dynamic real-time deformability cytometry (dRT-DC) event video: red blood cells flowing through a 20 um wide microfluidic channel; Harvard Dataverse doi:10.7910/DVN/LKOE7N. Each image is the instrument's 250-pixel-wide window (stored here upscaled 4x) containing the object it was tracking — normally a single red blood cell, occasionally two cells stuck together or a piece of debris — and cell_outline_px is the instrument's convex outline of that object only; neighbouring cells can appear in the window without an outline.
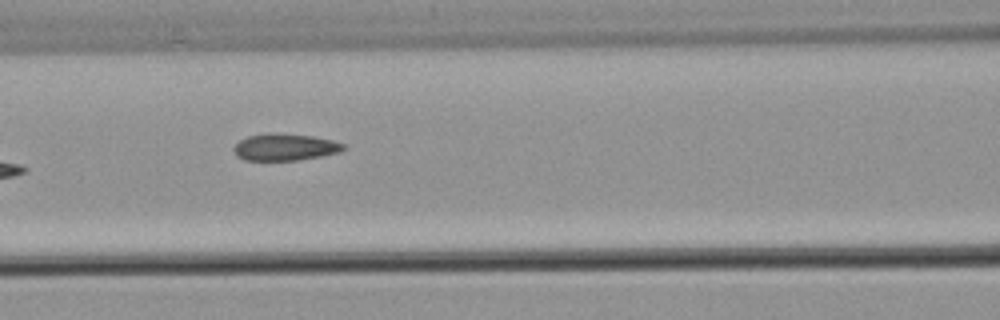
{"species": "common noctule bat (a hibernating species)", "species_latin": "Nyctalus noctula", "temperature_condition": "warm", "stored_images_in_passage": 6, "camera_frame_rate_fps": 3000, "um_per_image_px": 0.085, "animal": {"sex": "male", "body_mass_g": 21.5, "forearm_length_mm": 52.0}, "frame": {"image": 1, "passage_image": 5, "time_ms": 5.667, "image_size_px": [1000, 320], "cell_outline_px": [[344, 148], [340, 152], [320, 156], [296, 160], [244, 160], [236, 156], [232, 148], [240, 140], [248, 136], [268, 132], [312, 136], [332, 140], [344, 144]], "centroid_in_image_um": [24.17, 12.5], "position_along_channel_um": 142.4, "area_um2": 17.11}}